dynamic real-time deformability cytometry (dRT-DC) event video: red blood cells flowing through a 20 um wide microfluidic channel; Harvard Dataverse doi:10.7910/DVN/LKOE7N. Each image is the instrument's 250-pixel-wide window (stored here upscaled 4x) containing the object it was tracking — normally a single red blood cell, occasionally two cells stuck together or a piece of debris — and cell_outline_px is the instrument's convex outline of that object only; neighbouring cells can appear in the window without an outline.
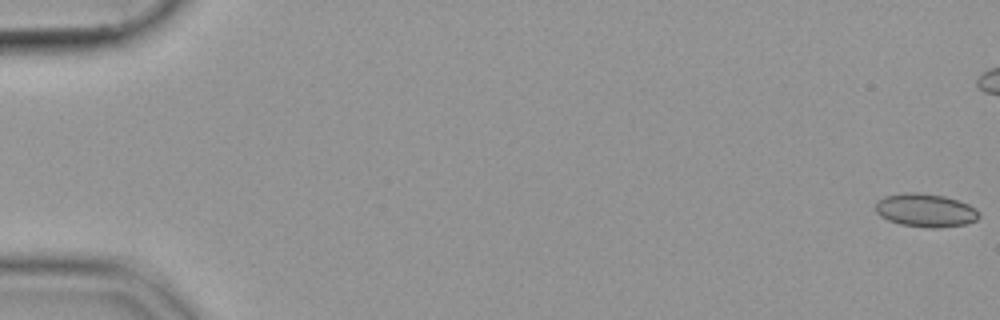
{"species": "common noctule bat (a hibernating species)", "species_latin": "Nyctalus noctula", "temperature_condition": "cold", "stored_images_in_passage": 48, "camera_frame_rate_fps": 3000, "um_per_image_px": 0.085, "animal": {"sex": "female", "body_mass_g": 19.9}, "frame": {"image": 1, "passage_image": 1, "time_ms": 0.0, "image_size_px": [1000, 320], "cell_outline_px": [[980, 216], [976, 220], [964, 224], [936, 228], [932, 228], [900, 224], [888, 220], [880, 216], [876, 212], [876, 200], [884, 196], [904, 192], [916, 192], [944, 196], [968, 204], [976, 208], [980, 212]], "centroid_in_image_um": [78.65, 17.87], "position_along_channel_um": 6.3, "area_um2": 20.11}}
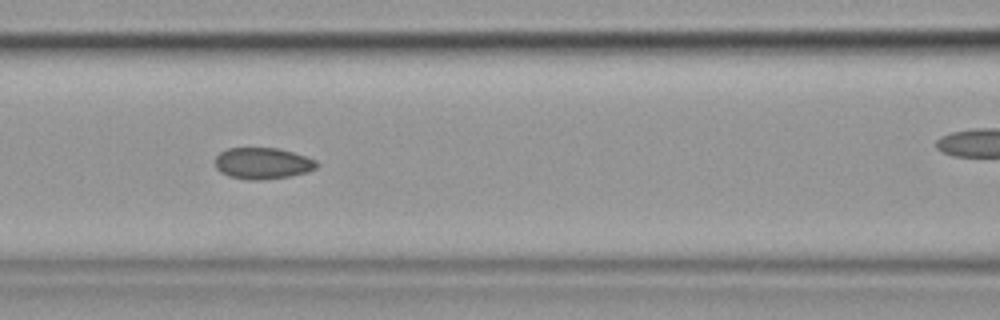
{"frame": {"image": 2, "passage_image": 25, "time_ms": 8.0, "image_size_px": [1000, 320], "cell_outline_px": [[316, 168], [308, 172], [292, 176], [264, 180], [248, 180], [228, 176], [220, 172], [216, 168], [216, 156], [220, 152], [228, 148], [276, 148], [292, 152], [316, 160]], "centroid_in_image_um": [22.3, 13.9], "position_along_channel_um": 144.3, "area_um2": 18.61}}
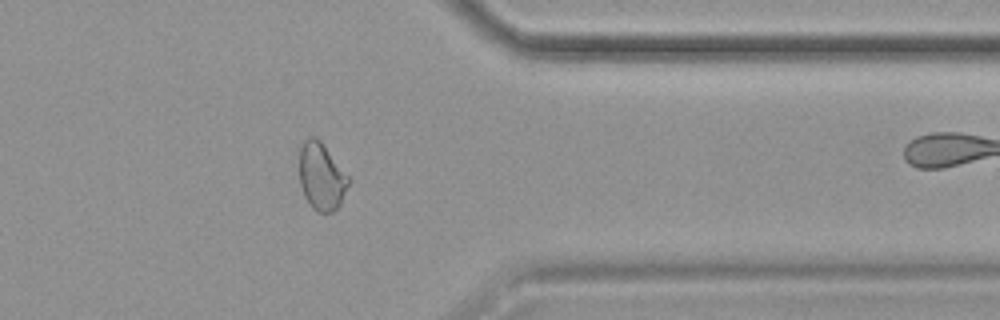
{"frame": {"image": 3, "passage_image": 45, "time_ms": 14.667, "image_size_px": [1000, 320], "cell_outline_px": [[352, 180], [340, 204], [332, 212], [316, 212], [312, 208], [304, 196], [300, 184], [300, 148], [304, 140], [308, 136], [312, 136], [320, 140]], "centroid_in_image_um": [27.34, 15.01], "position_along_channel_um": 384.1, "area_um2": 19.36}}